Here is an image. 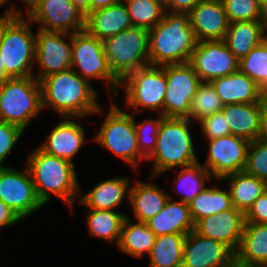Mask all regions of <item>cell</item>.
<instances>
[{
  "instance_id": "obj_1",
  "label": "cell",
  "mask_w": 267,
  "mask_h": 267,
  "mask_svg": "<svg viewBox=\"0 0 267 267\" xmlns=\"http://www.w3.org/2000/svg\"><path fill=\"white\" fill-rule=\"evenodd\" d=\"M42 110L51 108L62 118H85L103 111L98 103V92L91 83L73 69L54 73L39 81ZM47 106V107H46Z\"/></svg>"
},
{
  "instance_id": "obj_2",
  "label": "cell",
  "mask_w": 267,
  "mask_h": 267,
  "mask_svg": "<svg viewBox=\"0 0 267 267\" xmlns=\"http://www.w3.org/2000/svg\"><path fill=\"white\" fill-rule=\"evenodd\" d=\"M29 153L25 163L38 198L46 205L52 194L73 210L75 199L81 195L74 163L47 154L39 147Z\"/></svg>"
},
{
  "instance_id": "obj_3",
  "label": "cell",
  "mask_w": 267,
  "mask_h": 267,
  "mask_svg": "<svg viewBox=\"0 0 267 267\" xmlns=\"http://www.w3.org/2000/svg\"><path fill=\"white\" fill-rule=\"evenodd\" d=\"M148 44L150 65L189 62L197 44L189 14L165 11L163 19L149 29Z\"/></svg>"
},
{
  "instance_id": "obj_4",
  "label": "cell",
  "mask_w": 267,
  "mask_h": 267,
  "mask_svg": "<svg viewBox=\"0 0 267 267\" xmlns=\"http://www.w3.org/2000/svg\"><path fill=\"white\" fill-rule=\"evenodd\" d=\"M190 123L188 118L165 117L162 120L156 148L146 159L154 161L152 178L175 167L182 168L199 161L194 151Z\"/></svg>"
},
{
  "instance_id": "obj_5",
  "label": "cell",
  "mask_w": 267,
  "mask_h": 267,
  "mask_svg": "<svg viewBox=\"0 0 267 267\" xmlns=\"http://www.w3.org/2000/svg\"><path fill=\"white\" fill-rule=\"evenodd\" d=\"M24 14L4 16V34L0 57L9 78L34 76L36 33Z\"/></svg>"
},
{
  "instance_id": "obj_6",
  "label": "cell",
  "mask_w": 267,
  "mask_h": 267,
  "mask_svg": "<svg viewBox=\"0 0 267 267\" xmlns=\"http://www.w3.org/2000/svg\"><path fill=\"white\" fill-rule=\"evenodd\" d=\"M41 85L34 77H14L0 86V121L25 131L42 111Z\"/></svg>"
},
{
  "instance_id": "obj_7",
  "label": "cell",
  "mask_w": 267,
  "mask_h": 267,
  "mask_svg": "<svg viewBox=\"0 0 267 267\" xmlns=\"http://www.w3.org/2000/svg\"><path fill=\"white\" fill-rule=\"evenodd\" d=\"M111 101L108 113L92 140L137 171L141 165L140 161L146 158L139 152L137 146L133 113L132 115L127 113L117 103Z\"/></svg>"
},
{
  "instance_id": "obj_8",
  "label": "cell",
  "mask_w": 267,
  "mask_h": 267,
  "mask_svg": "<svg viewBox=\"0 0 267 267\" xmlns=\"http://www.w3.org/2000/svg\"><path fill=\"white\" fill-rule=\"evenodd\" d=\"M149 29L133 26L103 40L113 74L122 81L129 73L150 65Z\"/></svg>"
},
{
  "instance_id": "obj_9",
  "label": "cell",
  "mask_w": 267,
  "mask_h": 267,
  "mask_svg": "<svg viewBox=\"0 0 267 267\" xmlns=\"http://www.w3.org/2000/svg\"><path fill=\"white\" fill-rule=\"evenodd\" d=\"M71 69L89 82L94 78L105 82L112 96L110 100L118 96L121 81L109 66L103 40L90 35L86 30L72 34Z\"/></svg>"
},
{
  "instance_id": "obj_10",
  "label": "cell",
  "mask_w": 267,
  "mask_h": 267,
  "mask_svg": "<svg viewBox=\"0 0 267 267\" xmlns=\"http://www.w3.org/2000/svg\"><path fill=\"white\" fill-rule=\"evenodd\" d=\"M125 88L126 107L134 112L144 109L164 116V99L167 81L164 66L147 65L129 73L120 84ZM142 108V109H141Z\"/></svg>"
},
{
  "instance_id": "obj_11",
  "label": "cell",
  "mask_w": 267,
  "mask_h": 267,
  "mask_svg": "<svg viewBox=\"0 0 267 267\" xmlns=\"http://www.w3.org/2000/svg\"><path fill=\"white\" fill-rule=\"evenodd\" d=\"M24 13L43 31L73 34L85 30L86 15L72 0H34Z\"/></svg>"
},
{
  "instance_id": "obj_12",
  "label": "cell",
  "mask_w": 267,
  "mask_h": 267,
  "mask_svg": "<svg viewBox=\"0 0 267 267\" xmlns=\"http://www.w3.org/2000/svg\"><path fill=\"white\" fill-rule=\"evenodd\" d=\"M0 200L23 220L44 206L38 198L30 171L11 166L0 167Z\"/></svg>"
},
{
  "instance_id": "obj_13",
  "label": "cell",
  "mask_w": 267,
  "mask_h": 267,
  "mask_svg": "<svg viewBox=\"0 0 267 267\" xmlns=\"http://www.w3.org/2000/svg\"><path fill=\"white\" fill-rule=\"evenodd\" d=\"M165 74L164 117L189 119L191 102L201 83L200 78L189 62L165 65Z\"/></svg>"
},
{
  "instance_id": "obj_14",
  "label": "cell",
  "mask_w": 267,
  "mask_h": 267,
  "mask_svg": "<svg viewBox=\"0 0 267 267\" xmlns=\"http://www.w3.org/2000/svg\"><path fill=\"white\" fill-rule=\"evenodd\" d=\"M68 39V41H67ZM72 34L36 32L35 64L38 70L34 77L40 81L44 77L71 69Z\"/></svg>"
},
{
  "instance_id": "obj_15",
  "label": "cell",
  "mask_w": 267,
  "mask_h": 267,
  "mask_svg": "<svg viewBox=\"0 0 267 267\" xmlns=\"http://www.w3.org/2000/svg\"><path fill=\"white\" fill-rule=\"evenodd\" d=\"M189 63L201 82H211L239 71V60L223 40L197 42Z\"/></svg>"
},
{
  "instance_id": "obj_16",
  "label": "cell",
  "mask_w": 267,
  "mask_h": 267,
  "mask_svg": "<svg viewBox=\"0 0 267 267\" xmlns=\"http://www.w3.org/2000/svg\"><path fill=\"white\" fill-rule=\"evenodd\" d=\"M208 156L204 166L217 180L244 171L249 141L241 137L227 135L208 140Z\"/></svg>"
},
{
  "instance_id": "obj_17",
  "label": "cell",
  "mask_w": 267,
  "mask_h": 267,
  "mask_svg": "<svg viewBox=\"0 0 267 267\" xmlns=\"http://www.w3.org/2000/svg\"><path fill=\"white\" fill-rule=\"evenodd\" d=\"M235 253L224 243L191 231L186 235L182 267H228Z\"/></svg>"
},
{
  "instance_id": "obj_18",
  "label": "cell",
  "mask_w": 267,
  "mask_h": 267,
  "mask_svg": "<svg viewBox=\"0 0 267 267\" xmlns=\"http://www.w3.org/2000/svg\"><path fill=\"white\" fill-rule=\"evenodd\" d=\"M244 225V213L233 206L231 209L196 221L194 232L224 243L235 253L243 235Z\"/></svg>"
},
{
  "instance_id": "obj_19",
  "label": "cell",
  "mask_w": 267,
  "mask_h": 267,
  "mask_svg": "<svg viewBox=\"0 0 267 267\" xmlns=\"http://www.w3.org/2000/svg\"><path fill=\"white\" fill-rule=\"evenodd\" d=\"M188 14L197 42L224 40L229 21L221 0H201Z\"/></svg>"
},
{
  "instance_id": "obj_20",
  "label": "cell",
  "mask_w": 267,
  "mask_h": 267,
  "mask_svg": "<svg viewBox=\"0 0 267 267\" xmlns=\"http://www.w3.org/2000/svg\"><path fill=\"white\" fill-rule=\"evenodd\" d=\"M75 119L79 118H63L38 147L47 154L74 163L73 157L86 141L85 129Z\"/></svg>"
},
{
  "instance_id": "obj_21",
  "label": "cell",
  "mask_w": 267,
  "mask_h": 267,
  "mask_svg": "<svg viewBox=\"0 0 267 267\" xmlns=\"http://www.w3.org/2000/svg\"><path fill=\"white\" fill-rule=\"evenodd\" d=\"M131 27L133 24L123 0L106 8L91 11L85 17V30L99 40L115 36Z\"/></svg>"
},
{
  "instance_id": "obj_22",
  "label": "cell",
  "mask_w": 267,
  "mask_h": 267,
  "mask_svg": "<svg viewBox=\"0 0 267 267\" xmlns=\"http://www.w3.org/2000/svg\"><path fill=\"white\" fill-rule=\"evenodd\" d=\"M211 84L224 105L264 102L260 87L240 71L213 79Z\"/></svg>"
},
{
  "instance_id": "obj_23",
  "label": "cell",
  "mask_w": 267,
  "mask_h": 267,
  "mask_svg": "<svg viewBox=\"0 0 267 267\" xmlns=\"http://www.w3.org/2000/svg\"><path fill=\"white\" fill-rule=\"evenodd\" d=\"M156 236L165 234H189L194 231L189 205L182 201L169 199L164 208L154 217L145 222Z\"/></svg>"
},
{
  "instance_id": "obj_24",
  "label": "cell",
  "mask_w": 267,
  "mask_h": 267,
  "mask_svg": "<svg viewBox=\"0 0 267 267\" xmlns=\"http://www.w3.org/2000/svg\"><path fill=\"white\" fill-rule=\"evenodd\" d=\"M130 185L126 177H112L96 184L78 201L85 208L116 211L125 197L129 198Z\"/></svg>"
},
{
  "instance_id": "obj_25",
  "label": "cell",
  "mask_w": 267,
  "mask_h": 267,
  "mask_svg": "<svg viewBox=\"0 0 267 267\" xmlns=\"http://www.w3.org/2000/svg\"><path fill=\"white\" fill-rule=\"evenodd\" d=\"M265 102L224 105L221 110L233 136L252 142L260 131V116Z\"/></svg>"
},
{
  "instance_id": "obj_26",
  "label": "cell",
  "mask_w": 267,
  "mask_h": 267,
  "mask_svg": "<svg viewBox=\"0 0 267 267\" xmlns=\"http://www.w3.org/2000/svg\"><path fill=\"white\" fill-rule=\"evenodd\" d=\"M134 183L130 187L128 201L132 207L134 220L146 222L164 208L169 194L154 183L138 180Z\"/></svg>"
},
{
  "instance_id": "obj_27",
  "label": "cell",
  "mask_w": 267,
  "mask_h": 267,
  "mask_svg": "<svg viewBox=\"0 0 267 267\" xmlns=\"http://www.w3.org/2000/svg\"><path fill=\"white\" fill-rule=\"evenodd\" d=\"M235 260L244 265L267 266V223H245Z\"/></svg>"
},
{
  "instance_id": "obj_28",
  "label": "cell",
  "mask_w": 267,
  "mask_h": 267,
  "mask_svg": "<svg viewBox=\"0 0 267 267\" xmlns=\"http://www.w3.org/2000/svg\"><path fill=\"white\" fill-rule=\"evenodd\" d=\"M220 182H227L233 206L244 214L254 201L267 190V183L259 178L240 171L230 174Z\"/></svg>"
},
{
  "instance_id": "obj_29",
  "label": "cell",
  "mask_w": 267,
  "mask_h": 267,
  "mask_svg": "<svg viewBox=\"0 0 267 267\" xmlns=\"http://www.w3.org/2000/svg\"><path fill=\"white\" fill-rule=\"evenodd\" d=\"M223 41L233 55L240 60L264 41L262 21L255 20L229 23Z\"/></svg>"
},
{
  "instance_id": "obj_30",
  "label": "cell",
  "mask_w": 267,
  "mask_h": 267,
  "mask_svg": "<svg viewBox=\"0 0 267 267\" xmlns=\"http://www.w3.org/2000/svg\"><path fill=\"white\" fill-rule=\"evenodd\" d=\"M156 237L145 222H132L131 218L126 216L122 224L121 236L117 247L128 256L141 258L145 254H150Z\"/></svg>"
},
{
  "instance_id": "obj_31",
  "label": "cell",
  "mask_w": 267,
  "mask_h": 267,
  "mask_svg": "<svg viewBox=\"0 0 267 267\" xmlns=\"http://www.w3.org/2000/svg\"><path fill=\"white\" fill-rule=\"evenodd\" d=\"M86 222L91 236L118 245L123 221L127 215L118 211L86 208ZM89 209V210H88Z\"/></svg>"
},
{
  "instance_id": "obj_32",
  "label": "cell",
  "mask_w": 267,
  "mask_h": 267,
  "mask_svg": "<svg viewBox=\"0 0 267 267\" xmlns=\"http://www.w3.org/2000/svg\"><path fill=\"white\" fill-rule=\"evenodd\" d=\"M185 239V234L157 236L148 255L149 267H182Z\"/></svg>"
},
{
  "instance_id": "obj_33",
  "label": "cell",
  "mask_w": 267,
  "mask_h": 267,
  "mask_svg": "<svg viewBox=\"0 0 267 267\" xmlns=\"http://www.w3.org/2000/svg\"><path fill=\"white\" fill-rule=\"evenodd\" d=\"M193 222L221 213L233 207L229 189L223 190L207 186L188 203Z\"/></svg>"
},
{
  "instance_id": "obj_34",
  "label": "cell",
  "mask_w": 267,
  "mask_h": 267,
  "mask_svg": "<svg viewBox=\"0 0 267 267\" xmlns=\"http://www.w3.org/2000/svg\"><path fill=\"white\" fill-rule=\"evenodd\" d=\"M212 179L214 178L208 169L198 161L182 167L175 178V186H178L179 190L172 188V191L178 192L181 195L179 200L188 204L207 187L206 180L209 183Z\"/></svg>"
},
{
  "instance_id": "obj_35",
  "label": "cell",
  "mask_w": 267,
  "mask_h": 267,
  "mask_svg": "<svg viewBox=\"0 0 267 267\" xmlns=\"http://www.w3.org/2000/svg\"><path fill=\"white\" fill-rule=\"evenodd\" d=\"M239 71L251 78L267 95V41H262L239 60Z\"/></svg>"
},
{
  "instance_id": "obj_36",
  "label": "cell",
  "mask_w": 267,
  "mask_h": 267,
  "mask_svg": "<svg viewBox=\"0 0 267 267\" xmlns=\"http://www.w3.org/2000/svg\"><path fill=\"white\" fill-rule=\"evenodd\" d=\"M126 4L133 26L151 29L156 26L165 13L163 0H123Z\"/></svg>"
},
{
  "instance_id": "obj_37",
  "label": "cell",
  "mask_w": 267,
  "mask_h": 267,
  "mask_svg": "<svg viewBox=\"0 0 267 267\" xmlns=\"http://www.w3.org/2000/svg\"><path fill=\"white\" fill-rule=\"evenodd\" d=\"M223 106L224 104L211 82H201L191 102L189 120L193 123L200 122L221 111Z\"/></svg>"
},
{
  "instance_id": "obj_38",
  "label": "cell",
  "mask_w": 267,
  "mask_h": 267,
  "mask_svg": "<svg viewBox=\"0 0 267 267\" xmlns=\"http://www.w3.org/2000/svg\"><path fill=\"white\" fill-rule=\"evenodd\" d=\"M157 118H150L136 123L135 113H133L135 132L137 136V146L139 152L147 159L155 150L157 144V135L162 120L165 118L158 114Z\"/></svg>"
},
{
  "instance_id": "obj_39",
  "label": "cell",
  "mask_w": 267,
  "mask_h": 267,
  "mask_svg": "<svg viewBox=\"0 0 267 267\" xmlns=\"http://www.w3.org/2000/svg\"><path fill=\"white\" fill-rule=\"evenodd\" d=\"M229 23L262 20L257 0H221Z\"/></svg>"
},
{
  "instance_id": "obj_40",
  "label": "cell",
  "mask_w": 267,
  "mask_h": 267,
  "mask_svg": "<svg viewBox=\"0 0 267 267\" xmlns=\"http://www.w3.org/2000/svg\"><path fill=\"white\" fill-rule=\"evenodd\" d=\"M244 171L267 183V143L258 139L249 143Z\"/></svg>"
},
{
  "instance_id": "obj_41",
  "label": "cell",
  "mask_w": 267,
  "mask_h": 267,
  "mask_svg": "<svg viewBox=\"0 0 267 267\" xmlns=\"http://www.w3.org/2000/svg\"><path fill=\"white\" fill-rule=\"evenodd\" d=\"M24 132L17 125L0 121V167L9 166L3 163Z\"/></svg>"
},
{
  "instance_id": "obj_42",
  "label": "cell",
  "mask_w": 267,
  "mask_h": 267,
  "mask_svg": "<svg viewBox=\"0 0 267 267\" xmlns=\"http://www.w3.org/2000/svg\"><path fill=\"white\" fill-rule=\"evenodd\" d=\"M198 124H200V130H202V133L207 140L224 137L231 134L230 127L226 122L222 111L216 112L213 115L204 118L198 122Z\"/></svg>"
},
{
  "instance_id": "obj_43",
  "label": "cell",
  "mask_w": 267,
  "mask_h": 267,
  "mask_svg": "<svg viewBox=\"0 0 267 267\" xmlns=\"http://www.w3.org/2000/svg\"><path fill=\"white\" fill-rule=\"evenodd\" d=\"M244 216L245 223H267V190L254 201Z\"/></svg>"
},
{
  "instance_id": "obj_44",
  "label": "cell",
  "mask_w": 267,
  "mask_h": 267,
  "mask_svg": "<svg viewBox=\"0 0 267 267\" xmlns=\"http://www.w3.org/2000/svg\"><path fill=\"white\" fill-rule=\"evenodd\" d=\"M201 0H165V11L189 13Z\"/></svg>"
},
{
  "instance_id": "obj_45",
  "label": "cell",
  "mask_w": 267,
  "mask_h": 267,
  "mask_svg": "<svg viewBox=\"0 0 267 267\" xmlns=\"http://www.w3.org/2000/svg\"><path fill=\"white\" fill-rule=\"evenodd\" d=\"M18 215L2 200H0V231L1 228L10 227L15 223L20 222Z\"/></svg>"
},
{
  "instance_id": "obj_46",
  "label": "cell",
  "mask_w": 267,
  "mask_h": 267,
  "mask_svg": "<svg viewBox=\"0 0 267 267\" xmlns=\"http://www.w3.org/2000/svg\"><path fill=\"white\" fill-rule=\"evenodd\" d=\"M12 2L13 1L10 2V6L5 11V13L0 16V43L2 42L4 34V16H18L22 13V10L20 8L14 7V2Z\"/></svg>"
},
{
  "instance_id": "obj_47",
  "label": "cell",
  "mask_w": 267,
  "mask_h": 267,
  "mask_svg": "<svg viewBox=\"0 0 267 267\" xmlns=\"http://www.w3.org/2000/svg\"><path fill=\"white\" fill-rule=\"evenodd\" d=\"M258 140L267 143V107L264 106L260 116V131Z\"/></svg>"
},
{
  "instance_id": "obj_48",
  "label": "cell",
  "mask_w": 267,
  "mask_h": 267,
  "mask_svg": "<svg viewBox=\"0 0 267 267\" xmlns=\"http://www.w3.org/2000/svg\"><path fill=\"white\" fill-rule=\"evenodd\" d=\"M120 0H90V12L116 4Z\"/></svg>"
},
{
  "instance_id": "obj_49",
  "label": "cell",
  "mask_w": 267,
  "mask_h": 267,
  "mask_svg": "<svg viewBox=\"0 0 267 267\" xmlns=\"http://www.w3.org/2000/svg\"><path fill=\"white\" fill-rule=\"evenodd\" d=\"M72 2L85 15H87L90 12V0H72Z\"/></svg>"
},
{
  "instance_id": "obj_50",
  "label": "cell",
  "mask_w": 267,
  "mask_h": 267,
  "mask_svg": "<svg viewBox=\"0 0 267 267\" xmlns=\"http://www.w3.org/2000/svg\"><path fill=\"white\" fill-rule=\"evenodd\" d=\"M262 29H263V38L267 40V10L263 11L262 14Z\"/></svg>"
},
{
  "instance_id": "obj_51",
  "label": "cell",
  "mask_w": 267,
  "mask_h": 267,
  "mask_svg": "<svg viewBox=\"0 0 267 267\" xmlns=\"http://www.w3.org/2000/svg\"><path fill=\"white\" fill-rule=\"evenodd\" d=\"M8 78L9 77L5 73V67H4V64H2L1 57H0V80L4 81Z\"/></svg>"
},
{
  "instance_id": "obj_52",
  "label": "cell",
  "mask_w": 267,
  "mask_h": 267,
  "mask_svg": "<svg viewBox=\"0 0 267 267\" xmlns=\"http://www.w3.org/2000/svg\"><path fill=\"white\" fill-rule=\"evenodd\" d=\"M228 267H260V266L244 265L234 260Z\"/></svg>"
},
{
  "instance_id": "obj_53",
  "label": "cell",
  "mask_w": 267,
  "mask_h": 267,
  "mask_svg": "<svg viewBox=\"0 0 267 267\" xmlns=\"http://www.w3.org/2000/svg\"><path fill=\"white\" fill-rule=\"evenodd\" d=\"M257 3L262 12L267 10V0H257Z\"/></svg>"
},
{
  "instance_id": "obj_54",
  "label": "cell",
  "mask_w": 267,
  "mask_h": 267,
  "mask_svg": "<svg viewBox=\"0 0 267 267\" xmlns=\"http://www.w3.org/2000/svg\"><path fill=\"white\" fill-rule=\"evenodd\" d=\"M11 0H9L10 2ZM22 1V0H21ZM34 0H23L24 4H26L25 6V9H27L32 3H33Z\"/></svg>"
},
{
  "instance_id": "obj_55",
  "label": "cell",
  "mask_w": 267,
  "mask_h": 267,
  "mask_svg": "<svg viewBox=\"0 0 267 267\" xmlns=\"http://www.w3.org/2000/svg\"><path fill=\"white\" fill-rule=\"evenodd\" d=\"M9 0H0V6H3L8 3Z\"/></svg>"
},
{
  "instance_id": "obj_56",
  "label": "cell",
  "mask_w": 267,
  "mask_h": 267,
  "mask_svg": "<svg viewBox=\"0 0 267 267\" xmlns=\"http://www.w3.org/2000/svg\"><path fill=\"white\" fill-rule=\"evenodd\" d=\"M265 106L267 107V95L264 96Z\"/></svg>"
}]
</instances>
